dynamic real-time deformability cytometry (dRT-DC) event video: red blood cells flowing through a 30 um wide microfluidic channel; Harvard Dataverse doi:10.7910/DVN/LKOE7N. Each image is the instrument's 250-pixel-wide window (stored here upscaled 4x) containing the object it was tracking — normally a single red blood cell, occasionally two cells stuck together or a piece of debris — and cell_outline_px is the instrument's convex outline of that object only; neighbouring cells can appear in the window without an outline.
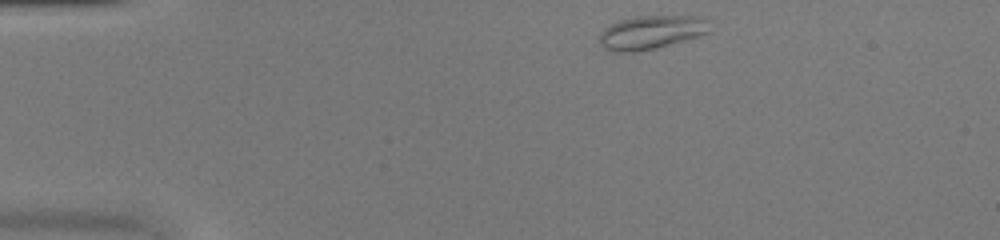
{"species": "common noctule bat (a hibernating species)", "species_latin": "Nyctalus noctula", "temperature_condition": "warm", "stored_images_in_passage": 40, "camera_frame_rate_fps": 3000, "um_per_image_px": 0.085, "animal": {"sex": "female", "body_mass_g": 20.0, "forearm_length_mm": 54.0}, "frame": {"image": 1, "passage_image": 1, "time_ms": 0.0, "image_size_px": [1000, 240], "cell_outline_px": [[708, 32], [700, 36], [656, 48], [636, 52], [612, 52], [604, 48], [600, 44], [600, 32], [604, 28], [620, 20], [636, 16], [700, 16], [708, 20]], "centroid_in_image_um": [55.34, 2.75], "position_along_channel_um": 29.7, "area_um2": 21.62}}
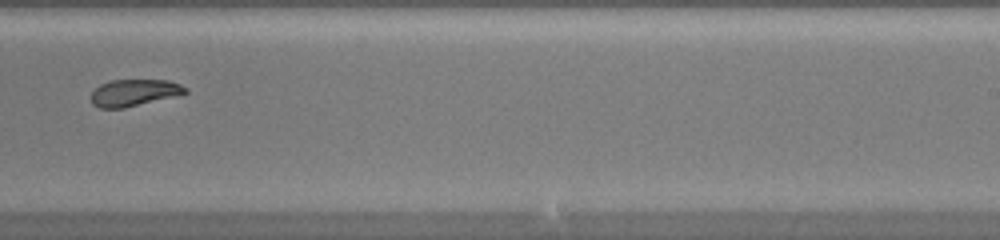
{"frame": {"image": 2, "passage_image": 23, "time_ms": 7.333, "image_size_px": [1000, 240], "cell_outline_px": [[188, 92], [124, 108], [100, 108], [92, 104], [92, 92], [100, 84], [112, 80], [168, 80], [180, 84], [188, 88]], "centroid_in_image_um": [11.38, 7.87], "position_along_channel_um": 277.6, "area_um2": 14.45}}
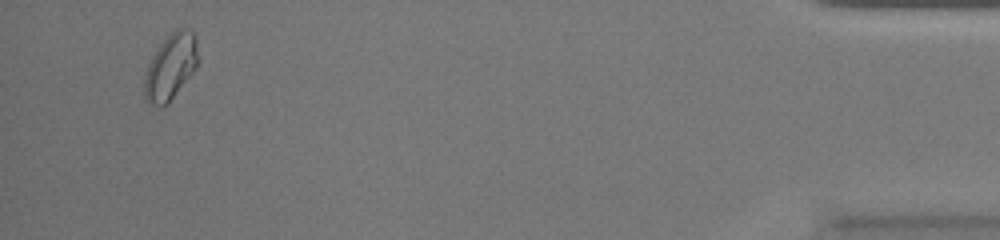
{"frame": {"image": 3, "passage_image": 38, "time_ms": 12.333, "image_size_px": [1000, 240], "cell_outline_px": [[196, 68], [168, 104], [164, 108], [160, 108], [148, 104], [144, 96], [144, 76], [148, 64], [152, 56], [160, 44], [176, 28], [188, 28], [196, 36]], "centroid_in_image_um": [14.46, 5.73], "position_along_channel_um": 420.7, "area_um2": 20.58}, "authors_computed_cell_mechanics": {"area_um2": 16.5597, "velocity_mm_per_s": 4.3282, "shape_relaxation_time_tau1_ms": null, "shape_relaxation_time_tau2_ms": 2.9144, "deformation_change_tau1": null, "deformation_change_tau2": 0.0833}}